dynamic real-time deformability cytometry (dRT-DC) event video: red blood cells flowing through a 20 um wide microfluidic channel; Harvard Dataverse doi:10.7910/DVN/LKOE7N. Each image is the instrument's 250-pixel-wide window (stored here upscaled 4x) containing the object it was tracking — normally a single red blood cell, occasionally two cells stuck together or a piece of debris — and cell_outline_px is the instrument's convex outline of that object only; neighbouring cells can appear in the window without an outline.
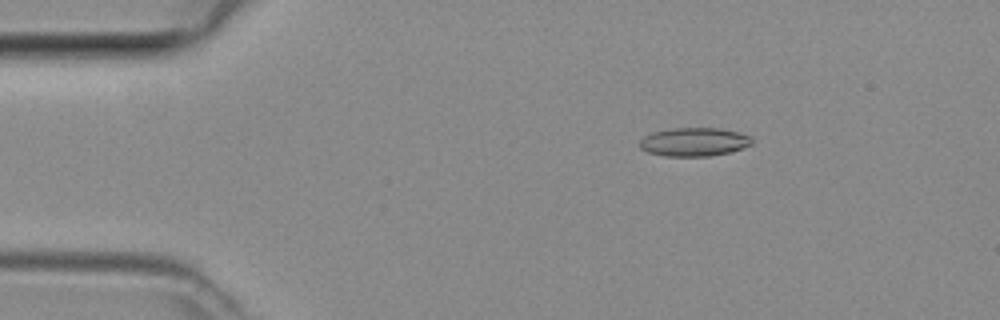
{"species": "common noctule bat (a hibernating species)", "species_latin": "Nyctalus noctula", "temperature_condition": "room temperature", "stored_images_in_passage": 47, "camera_frame_rate_fps": 3000, "um_per_image_px": 0.085, "animal": {"sex": "female", "body_mass_g": 29.2, "forearm_length_mm": 56.3}, "frame": {"image": 1, "passage_image": 8, "time_ms": 2.333, "image_size_px": [1000, 320], "cell_outline_px": [[752, 144], [732, 152], [708, 156], [664, 156], [648, 152], [640, 148], [640, 140], [644, 136], [652, 132], [672, 128], [720, 128], [740, 132], [752, 136]], "centroid_in_image_um": [59.02, 12.06], "position_along_channel_um": 26.0, "area_um2": 18.84}}
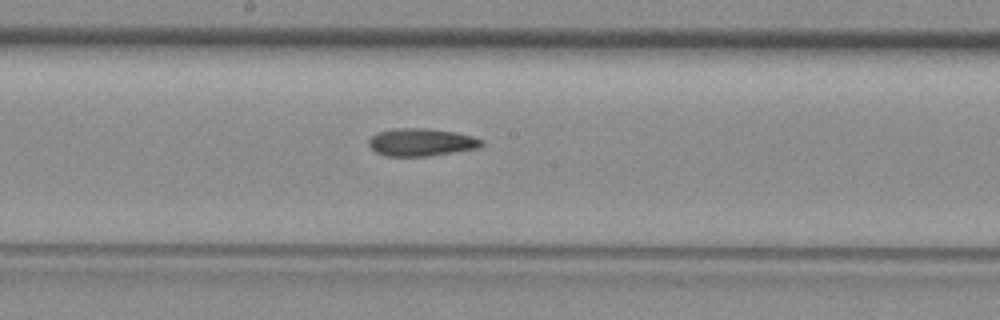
{"frame": {"image": 2, "passage_image": 25, "time_ms": 8.0, "image_size_px": [1000, 320], "cell_outline_px": [[484, 144], [480, 148], [428, 156], [384, 156], [376, 152], [368, 144], [368, 140], [376, 132], [392, 128], [428, 128], [452, 132], [472, 136], [480, 140]], "centroid_in_image_um": [35.77, 12.09], "position_along_channel_um": 212.4, "area_um2": 18.21}}
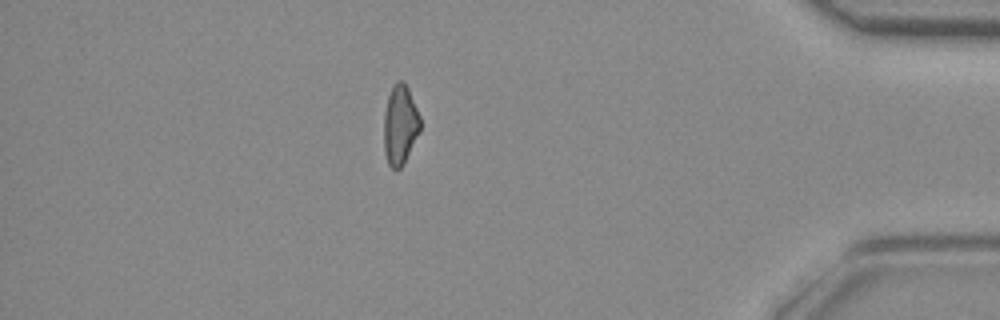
{"frame": {"image": 3, "passage_image": 41, "time_ms": 13.333, "image_size_px": [1000, 320], "cell_outline_px": [[420, 132], [404, 164], [396, 172], [388, 164], [384, 152], [384, 112], [388, 96], [392, 84], [396, 80], [404, 80], [408, 88], [420, 116]], "centroid_in_image_um": [34.0, 10.62], "position_along_channel_um": 401.2, "area_um2": 17.22}}